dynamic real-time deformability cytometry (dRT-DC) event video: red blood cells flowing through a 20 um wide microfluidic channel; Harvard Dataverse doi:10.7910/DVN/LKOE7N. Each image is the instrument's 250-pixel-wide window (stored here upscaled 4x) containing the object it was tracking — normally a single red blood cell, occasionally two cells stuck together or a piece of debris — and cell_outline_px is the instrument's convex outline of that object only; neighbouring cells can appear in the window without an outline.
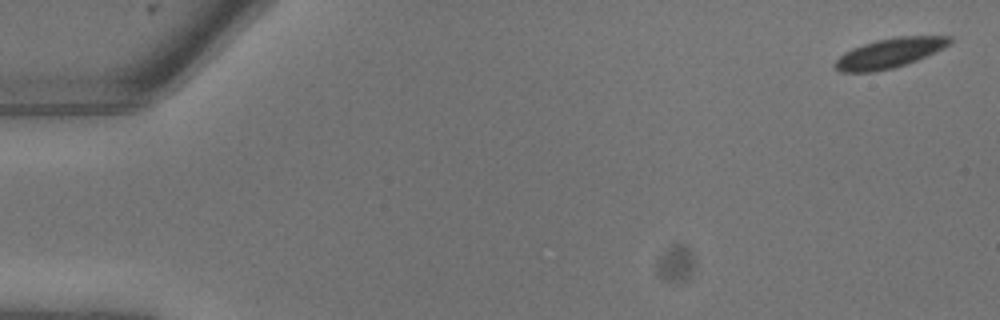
{"species": "common noctule bat (a hibernating species)", "species_latin": "Nyctalus noctula", "temperature_condition": "warm", "stored_images_in_passage": 11, "camera_frame_rate_fps": 3000, "um_per_image_px": 0.085, "animal": {"sex": "male", "body_mass_g": 13.3}, "frame": {"image": 1, "passage_image": 1, "time_ms": 0.0, "image_size_px": [1000, 320], "cell_outline_px": [[952, 44], [944, 48], [916, 60], [892, 68], [872, 72], [840, 72], [836, 68], [836, 60], [844, 52], [852, 48], [876, 40], [896, 36], [952, 36]], "centroid_in_image_um": [75.64, 4.49], "position_along_channel_um": 9.4, "area_um2": 19.65}}
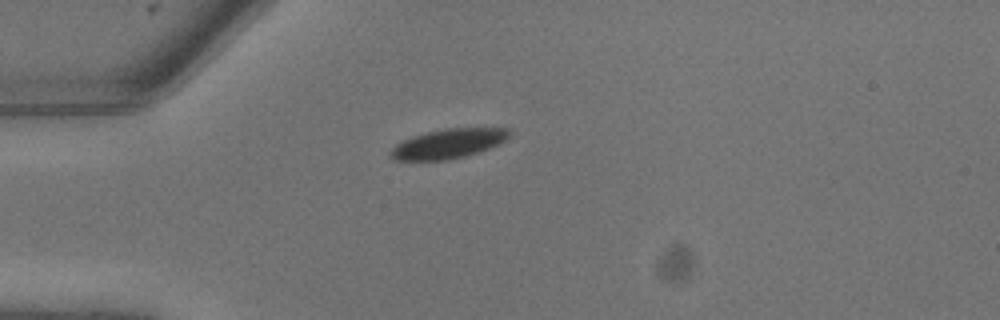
{"frame": {"image": 2, "passage_image": 7, "time_ms": 2.0, "image_size_px": [1000, 320], "cell_outline_px": [[512, 132], [500, 144], [464, 156], [448, 160], [392, 160], [388, 156], [388, 152], [396, 144], [412, 136], [428, 132], [448, 128], [508, 128]], "centroid_in_image_um": [38.06, 12.22], "position_along_channel_um": 46.9, "area_um2": 20.29}}